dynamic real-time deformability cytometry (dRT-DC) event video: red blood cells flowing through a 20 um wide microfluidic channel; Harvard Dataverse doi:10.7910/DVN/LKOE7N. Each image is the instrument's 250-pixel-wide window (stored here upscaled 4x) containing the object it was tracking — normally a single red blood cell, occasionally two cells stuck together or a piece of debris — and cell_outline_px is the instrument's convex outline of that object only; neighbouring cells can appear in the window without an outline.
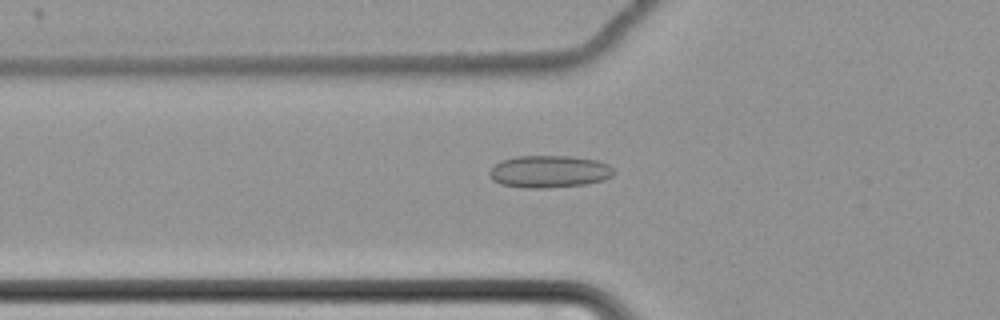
{"species": "common noctule bat (a hibernating species)", "species_latin": "Nyctalus noctula", "temperature_condition": "cold", "stored_images_in_passage": 62, "camera_frame_rate_fps": 3000, "um_per_image_px": 0.085, "animal": {"sex": "female", "body_mass_g": 22.7, "forearm_length_mm": 54.2}, "frame": {"image": 1, "passage_image": 24, "time_ms": 7.667, "image_size_px": [1000, 320], "cell_outline_px": [[616, 172], [612, 176], [604, 180], [588, 184], [544, 188], [524, 188], [500, 184], [492, 180], [488, 176], [488, 172], [500, 160], [516, 156], [572, 156], [596, 160], [608, 164]], "centroid_in_image_um": [46.67, 14.58], "position_along_channel_um": 79.1, "area_um2": 23.64}}
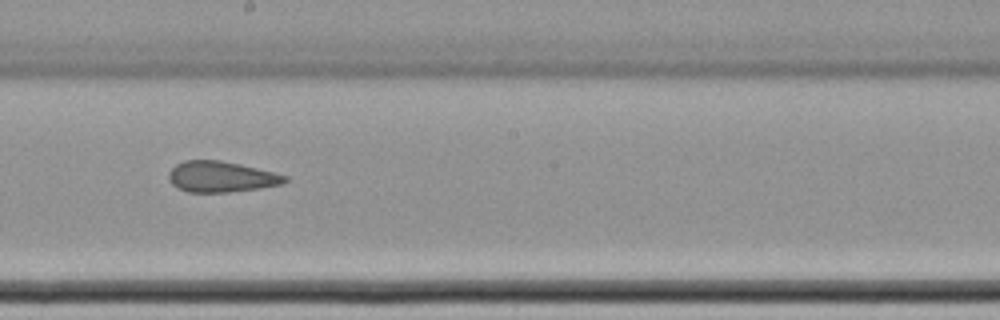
{"frame": {"image": 2, "passage_image": 37, "time_ms": 12.0, "image_size_px": [1000, 320], "cell_outline_px": [[288, 180], [284, 184], [260, 188], [228, 192], [188, 192], [172, 184], [168, 180], [168, 172], [176, 164], [184, 160], [220, 160], [240, 164], [288, 176]], "centroid_in_image_um": [18.79, 15.02], "position_along_channel_um": 229.4, "area_um2": 20.87}}
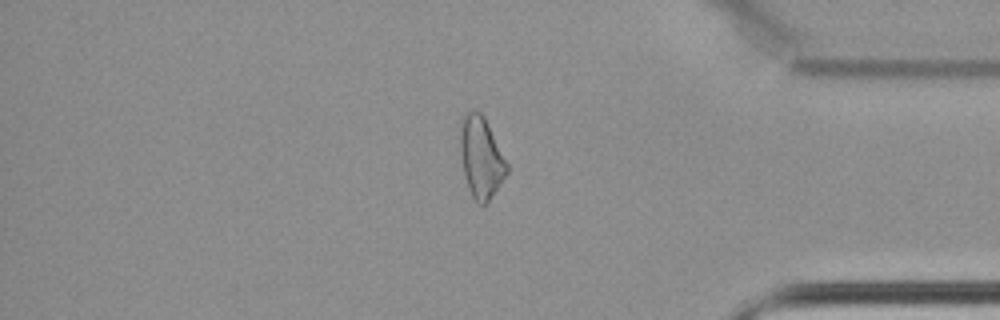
{"frame": {"image": 3, "passage_image": 53, "time_ms": 17.333, "image_size_px": [1000, 320], "cell_outline_px": [[508, 172], [484, 208], [476, 204], [468, 188], [464, 176], [460, 152], [460, 120], [472, 108], [480, 112], [484, 116], [508, 164]], "centroid_in_image_um": [40.87, 13.4], "position_along_channel_um": 394.3, "area_um2": 22.37}, "authors_computed_cell_mechanics": {"area_um2": 23.5535, "velocity_mm_per_s": 3.4782, "shape_relaxation_time_tau1_ms": null, "shape_relaxation_time_tau2_ms": 2.2008, "deformation_change_tau1": null, "deformation_change_tau2": 0.1007}}